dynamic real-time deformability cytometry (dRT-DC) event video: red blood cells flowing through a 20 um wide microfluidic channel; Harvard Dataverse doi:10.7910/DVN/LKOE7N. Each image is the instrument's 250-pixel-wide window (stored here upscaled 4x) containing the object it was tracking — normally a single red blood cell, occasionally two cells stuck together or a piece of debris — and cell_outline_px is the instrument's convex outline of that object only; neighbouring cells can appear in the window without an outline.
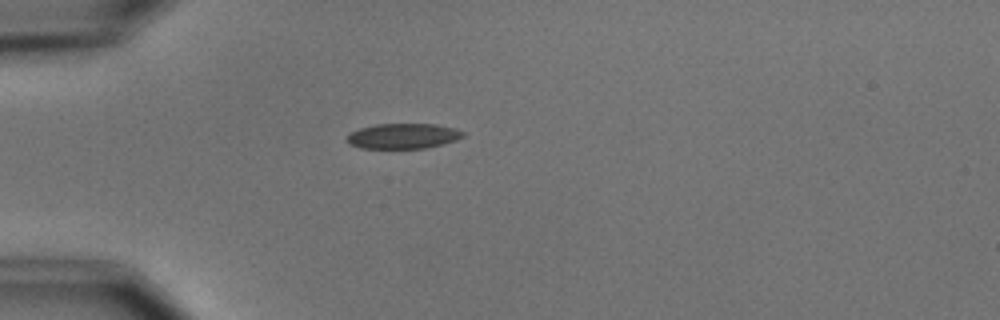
{"species": "common noctule bat (a hibernating species)", "species_latin": "Nyctalus noctula", "temperature_condition": "cold", "stored_images_in_passage": 5, "camera_frame_rate_fps": 3000, "um_per_image_px": 0.085, "animal": {"sex": "male", "body_mass_g": 15.6}, "frame": {"image": 1, "passage_image": 1, "time_ms": 0.0, "image_size_px": [1000, 320], "cell_outline_px": [[464, 136], [456, 140], [424, 148], [360, 148], [348, 144], [344, 140], [352, 132], [360, 128], [376, 124], [436, 124], [456, 128], [464, 132]], "centroid_in_image_um": [34.24, 11.56], "position_along_channel_um": 50.8, "area_um2": 17.05}}
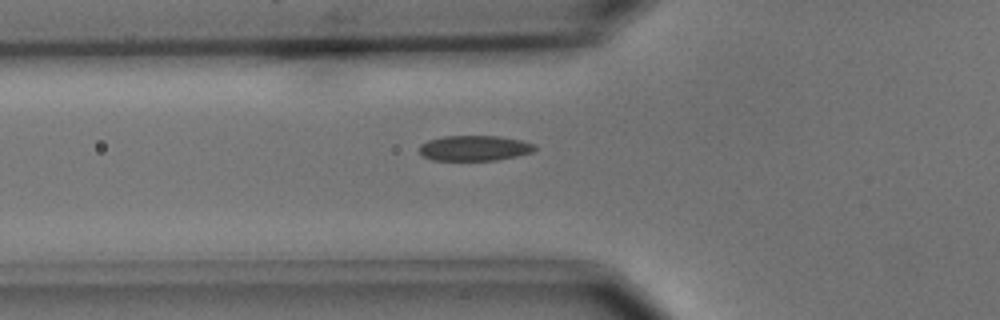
{"frame": {"image": 2, "passage_image": 5, "time_ms": 1.333, "image_size_px": [1000, 320], "cell_outline_px": [[536, 148], [532, 152], [516, 156], [496, 160], [432, 160], [424, 156], [420, 152], [420, 144], [428, 140], [444, 136], [500, 136], [520, 140], [536, 144]], "centroid_in_image_um": [40.34, 12.58], "position_along_channel_um": 85.5, "area_um2": 16.99}}